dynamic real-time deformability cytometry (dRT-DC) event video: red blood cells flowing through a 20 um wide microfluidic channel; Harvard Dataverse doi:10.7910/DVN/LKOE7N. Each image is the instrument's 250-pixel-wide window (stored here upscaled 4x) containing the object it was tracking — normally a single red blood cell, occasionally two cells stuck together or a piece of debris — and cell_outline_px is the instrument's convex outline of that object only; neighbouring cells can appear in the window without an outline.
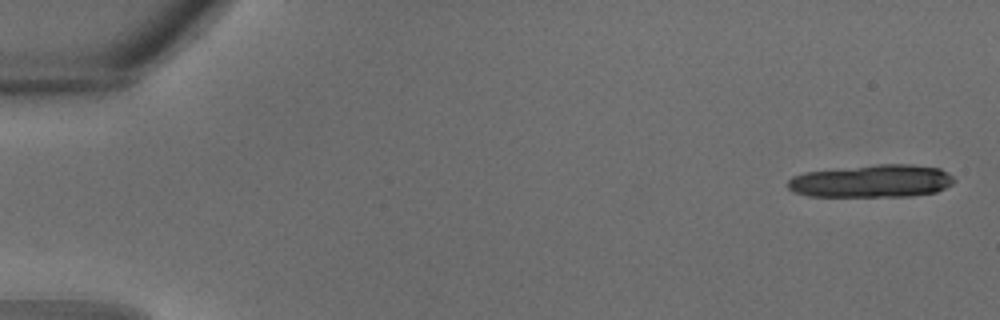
{"species": "common noctule bat (a hibernating species)", "species_latin": "Nyctalus noctula", "temperature_condition": "warm", "stored_images_in_passage": 11, "camera_frame_rate_fps": 3000, "um_per_image_px": 0.085, "animal": {"sex": "male", "body_mass_g": 18.8}, "frame": {"image": 1, "passage_image": 1, "time_ms": 0.0, "image_size_px": [1000, 320], "cell_outline_px": [[956, 180], [952, 184], [936, 192], [912, 196], [808, 196], [792, 192], [788, 188], [788, 180], [792, 176], [804, 172], [880, 164], [912, 164], [940, 168], [948, 172]], "centroid_in_image_um": [74.11, 15.39], "position_along_channel_um": 10.9, "area_um2": 31.85}}